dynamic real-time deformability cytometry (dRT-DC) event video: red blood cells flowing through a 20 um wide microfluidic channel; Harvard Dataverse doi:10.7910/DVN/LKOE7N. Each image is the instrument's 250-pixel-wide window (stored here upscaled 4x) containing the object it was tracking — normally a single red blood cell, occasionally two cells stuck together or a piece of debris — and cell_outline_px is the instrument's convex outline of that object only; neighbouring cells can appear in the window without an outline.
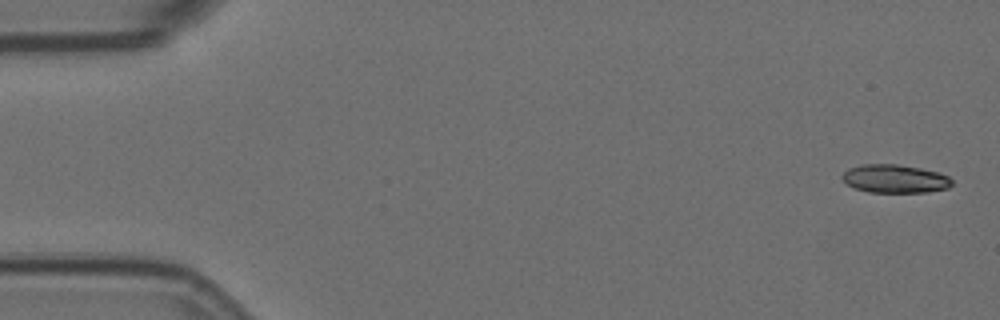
{"species": "Egyptian fruit bat (a non-hibernating species)", "species_latin": "Rousettus aegyptiacus", "temperature_condition": "room temperature", "stored_images_in_passage": 5, "camera_frame_rate_fps": 3000, "um_per_image_px": 0.085, "animal": {"sex": "female"}, "frame": {"image": 1, "passage_image": 1, "time_ms": 0.0, "image_size_px": [1000, 320], "cell_outline_px": [[952, 184], [948, 188], [928, 192], [868, 192], [856, 188], [848, 184], [840, 176], [848, 168], [864, 164], [896, 164], [920, 168], [940, 172], [948, 176], [952, 180]], "centroid_in_image_um": [76.08, 15.19], "position_along_channel_um": 8.9, "area_um2": 18.09}}
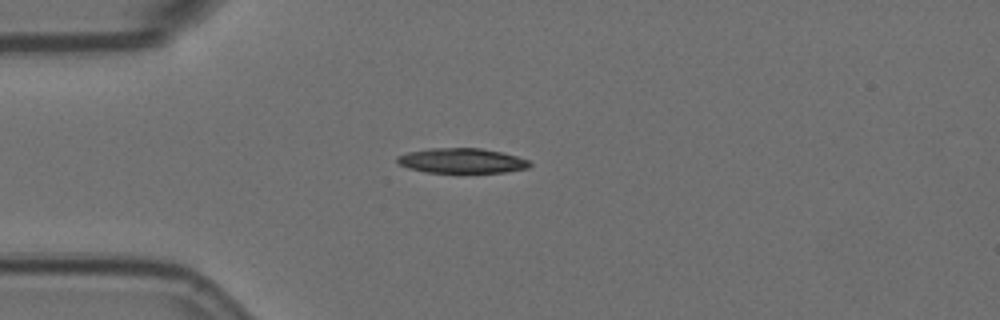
{"frame": {"image": 2, "passage_image": 4, "time_ms": 1.0, "image_size_px": [1000, 320], "cell_outline_px": [[532, 164], [528, 168], [504, 172], [428, 172], [408, 168], [400, 164], [396, 160], [396, 156], [408, 152], [428, 148], [480, 148], [500, 152], [516, 156], [528, 160]], "centroid_in_image_um": [39.23, 13.65], "position_along_channel_um": 45.8, "area_um2": 19.07}}